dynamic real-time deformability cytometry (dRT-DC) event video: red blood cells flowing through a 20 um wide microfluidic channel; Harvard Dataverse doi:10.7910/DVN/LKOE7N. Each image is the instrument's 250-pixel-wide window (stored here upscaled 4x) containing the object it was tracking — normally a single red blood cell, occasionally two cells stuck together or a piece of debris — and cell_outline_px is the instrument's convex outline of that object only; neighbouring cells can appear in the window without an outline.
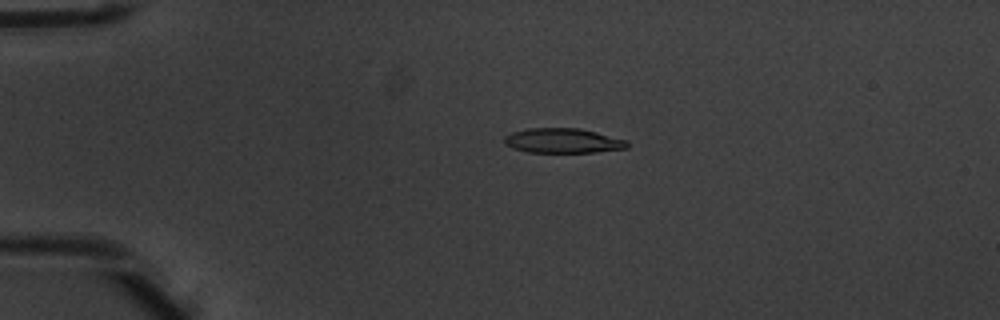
{"species": "common noctule bat (a hibernating species)", "species_latin": "Nyctalus noctula", "temperature_condition": "warm", "stored_images_in_passage": 4, "camera_frame_rate_fps": 3000, "um_per_image_px": 0.085, "animal": {"sex": "male", "body_mass_g": 20.1, "forearm_length_mm": 53.5}, "frame": {"image": 1, "passage_image": 3, "time_ms": 0.667, "image_size_px": [1000, 320], "cell_outline_px": [[628, 148], [596, 152], [528, 152], [512, 148], [504, 144], [504, 136], [512, 132], [528, 128], [580, 128], [628, 140]], "centroid_in_image_um": [47.84, 11.96], "position_along_channel_um": 37.2, "area_um2": 17.8}}